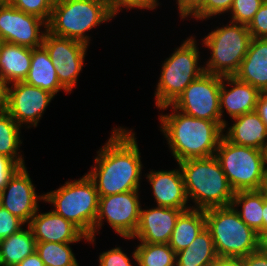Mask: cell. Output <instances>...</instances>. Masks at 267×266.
Listing matches in <instances>:
<instances>
[{"label":"cell","instance_id":"cell-36","mask_svg":"<svg viewBox=\"0 0 267 266\" xmlns=\"http://www.w3.org/2000/svg\"><path fill=\"white\" fill-rule=\"evenodd\" d=\"M24 222L4 207L0 208V240L8 238L24 226Z\"/></svg>","mask_w":267,"mask_h":266},{"label":"cell","instance_id":"cell-45","mask_svg":"<svg viewBox=\"0 0 267 266\" xmlns=\"http://www.w3.org/2000/svg\"><path fill=\"white\" fill-rule=\"evenodd\" d=\"M262 234L267 231V196L264 194Z\"/></svg>","mask_w":267,"mask_h":266},{"label":"cell","instance_id":"cell-26","mask_svg":"<svg viewBox=\"0 0 267 266\" xmlns=\"http://www.w3.org/2000/svg\"><path fill=\"white\" fill-rule=\"evenodd\" d=\"M36 250L34 235L27 229H20L8 238L0 240V266H17Z\"/></svg>","mask_w":267,"mask_h":266},{"label":"cell","instance_id":"cell-8","mask_svg":"<svg viewBox=\"0 0 267 266\" xmlns=\"http://www.w3.org/2000/svg\"><path fill=\"white\" fill-rule=\"evenodd\" d=\"M252 36L248 26L229 22L216 27L202 39V45L210 50L211 56L206 61V73L220 76H234L245 57Z\"/></svg>","mask_w":267,"mask_h":266},{"label":"cell","instance_id":"cell-10","mask_svg":"<svg viewBox=\"0 0 267 266\" xmlns=\"http://www.w3.org/2000/svg\"><path fill=\"white\" fill-rule=\"evenodd\" d=\"M139 190L99 197L98 214L93 229V237L88 243H95V236L106 220L108 225L125 239L130 240L134 235L140 215L141 203Z\"/></svg>","mask_w":267,"mask_h":266},{"label":"cell","instance_id":"cell-3","mask_svg":"<svg viewBox=\"0 0 267 266\" xmlns=\"http://www.w3.org/2000/svg\"><path fill=\"white\" fill-rule=\"evenodd\" d=\"M177 165L182 172L188 201L191 199L194 203L192 209L231 206L235 192L215 156L186 159Z\"/></svg>","mask_w":267,"mask_h":266},{"label":"cell","instance_id":"cell-47","mask_svg":"<svg viewBox=\"0 0 267 266\" xmlns=\"http://www.w3.org/2000/svg\"><path fill=\"white\" fill-rule=\"evenodd\" d=\"M260 191L267 196V165L265 164Z\"/></svg>","mask_w":267,"mask_h":266},{"label":"cell","instance_id":"cell-2","mask_svg":"<svg viewBox=\"0 0 267 266\" xmlns=\"http://www.w3.org/2000/svg\"><path fill=\"white\" fill-rule=\"evenodd\" d=\"M172 113L160 114V131L164 134L175 161L207 158L215 155L223 128L215 121L195 118L175 109L172 105L159 108ZM174 111V112H173Z\"/></svg>","mask_w":267,"mask_h":266},{"label":"cell","instance_id":"cell-28","mask_svg":"<svg viewBox=\"0 0 267 266\" xmlns=\"http://www.w3.org/2000/svg\"><path fill=\"white\" fill-rule=\"evenodd\" d=\"M20 133L21 126L6 110L0 111V156H5L23 167L25 160L19 151L22 144Z\"/></svg>","mask_w":267,"mask_h":266},{"label":"cell","instance_id":"cell-12","mask_svg":"<svg viewBox=\"0 0 267 266\" xmlns=\"http://www.w3.org/2000/svg\"><path fill=\"white\" fill-rule=\"evenodd\" d=\"M42 46L52 59L60 84L69 92L76 87L84 63L88 45L46 32Z\"/></svg>","mask_w":267,"mask_h":266},{"label":"cell","instance_id":"cell-7","mask_svg":"<svg viewBox=\"0 0 267 266\" xmlns=\"http://www.w3.org/2000/svg\"><path fill=\"white\" fill-rule=\"evenodd\" d=\"M218 257H246L259 250V235L247 226L232 206L205 210Z\"/></svg>","mask_w":267,"mask_h":266},{"label":"cell","instance_id":"cell-16","mask_svg":"<svg viewBox=\"0 0 267 266\" xmlns=\"http://www.w3.org/2000/svg\"><path fill=\"white\" fill-rule=\"evenodd\" d=\"M184 210L155 206L140 208L139 222L130 239L151 244H168L177 218Z\"/></svg>","mask_w":267,"mask_h":266},{"label":"cell","instance_id":"cell-50","mask_svg":"<svg viewBox=\"0 0 267 266\" xmlns=\"http://www.w3.org/2000/svg\"><path fill=\"white\" fill-rule=\"evenodd\" d=\"M2 207L1 190H0V208Z\"/></svg>","mask_w":267,"mask_h":266},{"label":"cell","instance_id":"cell-48","mask_svg":"<svg viewBox=\"0 0 267 266\" xmlns=\"http://www.w3.org/2000/svg\"><path fill=\"white\" fill-rule=\"evenodd\" d=\"M264 152H265V161H266V165H267V147L265 148Z\"/></svg>","mask_w":267,"mask_h":266},{"label":"cell","instance_id":"cell-18","mask_svg":"<svg viewBox=\"0 0 267 266\" xmlns=\"http://www.w3.org/2000/svg\"><path fill=\"white\" fill-rule=\"evenodd\" d=\"M228 86H231V88H228ZM259 94L260 91L257 88L240 81L235 76H221L219 104L221 120L225 126H228V122L223 119L224 109L230 118L253 112Z\"/></svg>","mask_w":267,"mask_h":266},{"label":"cell","instance_id":"cell-15","mask_svg":"<svg viewBox=\"0 0 267 266\" xmlns=\"http://www.w3.org/2000/svg\"><path fill=\"white\" fill-rule=\"evenodd\" d=\"M26 166L19 167L1 190L2 207L17 216L25 224L39 210V200H45V195H37Z\"/></svg>","mask_w":267,"mask_h":266},{"label":"cell","instance_id":"cell-6","mask_svg":"<svg viewBox=\"0 0 267 266\" xmlns=\"http://www.w3.org/2000/svg\"><path fill=\"white\" fill-rule=\"evenodd\" d=\"M174 50L162 63L154 92L158 109L172 105L184 89L205 72L204 65L199 64L200 52L194 36H189Z\"/></svg>","mask_w":267,"mask_h":266},{"label":"cell","instance_id":"cell-39","mask_svg":"<svg viewBox=\"0 0 267 266\" xmlns=\"http://www.w3.org/2000/svg\"><path fill=\"white\" fill-rule=\"evenodd\" d=\"M20 166L14 163L11 159L0 156V190L8 183L10 177Z\"/></svg>","mask_w":267,"mask_h":266},{"label":"cell","instance_id":"cell-5","mask_svg":"<svg viewBox=\"0 0 267 266\" xmlns=\"http://www.w3.org/2000/svg\"><path fill=\"white\" fill-rule=\"evenodd\" d=\"M44 195V202L52 204L56 214L74 224L87 238L93 237L99 196L94 182L86 173L80 179L68 180Z\"/></svg>","mask_w":267,"mask_h":266},{"label":"cell","instance_id":"cell-32","mask_svg":"<svg viewBox=\"0 0 267 266\" xmlns=\"http://www.w3.org/2000/svg\"><path fill=\"white\" fill-rule=\"evenodd\" d=\"M56 0H8V2L20 11L32 14L49 22L53 4Z\"/></svg>","mask_w":267,"mask_h":266},{"label":"cell","instance_id":"cell-42","mask_svg":"<svg viewBox=\"0 0 267 266\" xmlns=\"http://www.w3.org/2000/svg\"><path fill=\"white\" fill-rule=\"evenodd\" d=\"M213 266H245L244 257H218Z\"/></svg>","mask_w":267,"mask_h":266},{"label":"cell","instance_id":"cell-34","mask_svg":"<svg viewBox=\"0 0 267 266\" xmlns=\"http://www.w3.org/2000/svg\"><path fill=\"white\" fill-rule=\"evenodd\" d=\"M234 0H206L205 5L193 16L196 20H207L229 13Z\"/></svg>","mask_w":267,"mask_h":266},{"label":"cell","instance_id":"cell-46","mask_svg":"<svg viewBox=\"0 0 267 266\" xmlns=\"http://www.w3.org/2000/svg\"><path fill=\"white\" fill-rule=\"evenodd\" d=\"M259 249L267 253V231L259 237Z\"/></svg>","mask_w":267,"mask_h":266},{"label":"cell","instance_id":"cell-20","mask_svg":"<svg viewBox=\"0 0 267 266\" xmlns=\"http://www.w3.org/2000/svg\"><path fill=\"white\" fill-rule=\"evenodd\" d=\"M232 119V126L228 128L224 126L223 128V136L229 142L239 146L265 150L267 147V126L255 111ZM225 129L228 131H225Z\"/></svg>","mask_w":267,"mask_h":266},{"label":"cell","instance_id":"cell-25","mask_svg":"<svg viewBox=\"0 0 267 266\" xmlns=\"http://www.w3.org/2000/svg\"><path fill=\"white\" fill-rule=\"evenodd\" d=\"M218 259L210 231L205 227L185 249L176 253V266H213Z\"/></svg>","mask_w":267,"mask_h":266},{"label":"cell","instance_id":"cell-41","mask_svg":"<svg viewBox=\"0 0 267 266\" xmlns=\"http://www.w3.org/2000/svg\"><path fill=\"white\" fill-rule=\"evenodd\" d=\"M255 112L267 126V92H260L255 106Z\"/></svg>","mask_w":267,"mask_h":266},{"label":"cell","instance_id":"cell-1","mask_svg":"<svg viewBox=\"0 0 267 266\" xmlns=\"http://www.w3.org/2000/svg\"><path fill=\"white\" fill-rule=\"evenodd\" d=\"M133 129L117 127L97 151L95 165L87 175L96 186L99 197L140 190L141 153Z\"/></svg>","mask_w":267,"mask_h":266},{"label":"cell","instance_id":"cell-31","mask_svg":"<svg viewBox=\"0 0 267 266\" xmlns=\"http://www.w3.org/2000/svg\"><path fill=\"white\" fill-rule=\"evenodd\" d=\"M265 0H234L230 9L231 22L248 26Z\"/></svg>","mask_w":267,"mask_h":266},{"label":"cell","instance_id":"cell-37","mask_svg":"<svg viewBox=\"0 0 267 266\" xmlns=\"http://www.w3.org/2000/svg\"><path fill=\"white\" fill-rule=\"evenodd\" d=\"M252 38H267V1L255 13L253 20L248 25Z\"/></svg>","mask_w":267,"mask_h":266},{"label":"cell","instance_id":"cell-49","mask_svg":"<svg viewBox=\"0 0 267 266\" xmlns=\"http://www.w3.org/2000/svg\"><path fill=\"white\" fill-rule=\"evenodd\" d=\"M8 3V0H0V5Z\"/></svg>","mask_w":267,"mask_h":266},{"label":"cell","instance_id":"cell-11","mask_svg":"<svg viewBox=\"0 0 267 266\" xmlns=\"http://www.w3.org/2000/svg\"><path fill=\"white\" fill-rule=\"evenodd\" d=\"M220 88L221 76L204 72L184 89L172 106L186 115L215 121L224 128L219 104Z\"/></svg>","mask_w":267,"mask_h":266},{"label":"cell","instance_id":"cell-51","mask_svg":"<svg viewBox=\"0 0 267 266\" xmlns=\"http://www.w3.org/2000/svg\"><path fill=\"white\" fill-rule=\"evenodd\" d=\"M2 43H3V40L0 38V47H1Z\"/></svg>","mask_w":267,"mask_h":266},{"label":"cell","instance_id":"cell-33","mask_svg":"<svg viewBox=\"0 0 267 266\" xmlns=\"http://www.w3.org/2000/svg\"><path fill=\"white\" fill-rule=\"evenodd\" d=\"M132 259L136 262L132 265V260L126 253L123 252L121 247H115L108 251H103L98 257L99 266H138L135 249L132 252Z\"/></svg>","mask_w":267,"mask_h":266},{"label":"cell","instance_id":"cell-40","mask_svg":"<svg viewBox=\"0 0 267 266\" xmlns=\"http://www.w3.org/2000/svg\"><path fill=\"white\" fill-rule=\"evenodd\" d=\"M245 266H267V253L260 249L244 257Z\"/></svg>","mask_w":267,"mask_h":266},{"label":"cell","instance_id":"cell-9","mask_svg":"<svg viewBox=\"0 0 267 266\" xmlns=\"http://www.w3.org/2000/svg\"><path fill=\"white\" fill-rule=\"evenodd\" d=\"M214 156L234 192L260 190L266 164L263 150L233 144L222 136Z\"/></svg>","mask_w":267,"mask_h":266},{"label":"cell","instance_id":"cell-43","mask_svg":"<svg viewBox=\"0 0 267 266\" xmlns=\"http://www.w3.org/2000/svg\"><path fill=\"white\" fill-rule=\"evenodd\" d=\"M17 266H44V262L40 259L39 254L34 251L31 255L22 260Z\"/></svg>","mask_w":267,"mask_h":266},{"label":"cell","instance_id":"cell-38","mask_svg":"<svg viewBox=\"0 0 267 266\" xmlns=\"http://www.w3.org/2000/svg\"><path fill=\"white\" fill-rule=\"evenodd\" d=\"M206 0H177L179 17L182 20L193 17L204 5Z\"/></svg>","mask_w":267,"mask_h":266},{"label":"cell","instance_id":"cell-4","mask_svg":"<svg viewBox=\"0 0 267 266\" xmlns=\"http://www.w3.org/2000/svg\"><path fill=\"white\" fill-rule=\"evenodd\" d=\"M114 17L107 0H56L47 31L90 46L91 37L86 33Z\"/></svg>","mask_w":267,"mask_h":266},{"label":"cell","instance_id":"cell-27","mask_svg":"<svg viewBox=\"0 0 267 266\" xmlns=\"http://www.w3.org/2000/svg\"><path fill=\"white\" fill-rule=\"evenodd\" d=\"M263 205L264 194L260 190L235 192L231 203L241 220L258 233L259 237L262 235Z\"/></svg>","mask_w":267,"mask_h":266},{"label":"cell","instance_id":"cell-44","mask_svg":"<svg viewBox=\"0 0 267 266\" xmlns=\"http://www.w3.org/2000/svg\"><path fill=\"white\" fill-rule=\"evenodd\" d=\"M6 108V84L0 80V111Z\"/></svg>","mask_w":267,"mask_h":266},{"label":"cell","instance_id":"cell-13","mask_svg":"<svg viewBox=\"0 0 267 266\" xmlns=\"http://www.w3.org/2000/svg\"><path fill=\"white\" fill-rule=\"evenodd\" d=\"M54 97L50 92L24 81L15 82L6 86L5 110L21 127L26 124L28 129L31 126L36 128Z\"/></svg>","mask_w":267,"mask_h":266},{"label":"cell","instance_id":"cell-23","mask_svg":"<svg viewBox=\"0 0 267 266\" xmlns=\"http://www.w3.org/2000/svg\"><path fill=\"white\" fill-rule=\"evenodd\" d=\"M24 82L48 91L54 96L61 90L69 94L60 84L52 59L43 46L31 48V66Z\"/></svg>","mask_w":267,"mask_h":266},{"label":"cell","instance_id":"cell-19","mask_svg":"<svg viewBox=\"0 0 267 266\" xmlns=\"http://www.w3.org/2000/svg\"><path fill=\"white\" fill-rule=\"evenodd\" d=\"M38 211L28 223L36 242L78 243L82 239L88 240L74 224L53 210Z\"/></svg>","mask_w":267,"mask_h":266},{"label":"cell","instance_id":"cell-14","mask_svg":"<svg viewBox=\"0 0 267 266\" xmlns=\"http://www.w3.org/2000/svg\"><path fill=\"white\" fill-rule=\"evenodd\" d=\"M46 32L47 22L38 16L20 11L9 2L0 5V38L3 42L38 48L42 46Z\"/></svg>","mask_w":267,"mask_h":266},{"label":"cell","instance_id":"cell-22","mask_svg":"<svg viewBox=\"0 0 267 266\" xmlns=\"http://www.w3.org/2000/svg\"><path fill=\"white\" fill-rule=\"evenodd\" d=\"M31 66V48L3 42L0 47V80L6 86L23 82Z\"/></svg>","mask_w":267,"mask_h":266},{"label":"cell","instance_id":"cell-29","mask_svg":"<svg viewBox=\"0 0 267 266\" xmlns=\"http://www.w3.org/2000/svg\"><path fill=\"white\" fill-rule=\"evenodd\" d=\"M135 253L138 266H176V253L169 244L140 242Z\"/></svg>","mask_w":267,"mask_h":266},{"label":"cell","instance_id":"cell-21","mask_svg":"<svg viewBox=\"0 0 267 266\" xmlns=\"http://www.w3.org/2000/svg\"><path fill=\"white\" fill-rule=\"evenodd\" d=\"M234 76L260 92H267V38H252Z\"/></svg>","mask_w":267,"mask_h":266},{"label":"cell","instance_id":"cell-35","mask_svg":"<svg viewBox=\"0 0 267 266\" xmlns=\"http://www.w3.org/2000/svg\"><path fill=\"white\" fill-rule=\"evenodd\" d=\"M107 3L115 17L123 8L155 10L160 4L158 0H107Z\"/></svg>","mask_w":267,"mask_h":266},{"label":"cell","instance_id":"cell-17","mask_svg":"<svg viewBox=\"0 0 267 266\" xmlns=\"http://www.w3.org/2000/svg\"><path fill=\"white\" fill-rule=\"evenodd\" d=\"M157 206L181 210L191 209L185 191L184 180L180 167L173 170L156 171L146 174Z\"/></svg>","mask_w":267,"mask_h":266},{"label":"cell","instance_id":"cell-30","mask_svg":"<svg viewBox=\"0 0 267 266\" xmlns=\"http://www.w3.org/2000/svg\"><path fill=\"white\" fill-rule=\"evenodd\" d=\"M70 244L56 242H36V252L44 266H79Z\"/></svg>","mask_w":267,"mask_h":266},{"label":"cell","instance_id":"cell-24","mask_svg":"<svg viewBox=\"0 0 267 266\" xmlns=\"http://www.w3.org/2000/svg\"><path fill=\"white\" fill-rule=\"evenodd\" d=\"M205 227V210L191 208L183 211L177 218L168 244L177 253L187 248Z\"/></svg>","mask_w":267,"mask_h":266}]
</instances>
